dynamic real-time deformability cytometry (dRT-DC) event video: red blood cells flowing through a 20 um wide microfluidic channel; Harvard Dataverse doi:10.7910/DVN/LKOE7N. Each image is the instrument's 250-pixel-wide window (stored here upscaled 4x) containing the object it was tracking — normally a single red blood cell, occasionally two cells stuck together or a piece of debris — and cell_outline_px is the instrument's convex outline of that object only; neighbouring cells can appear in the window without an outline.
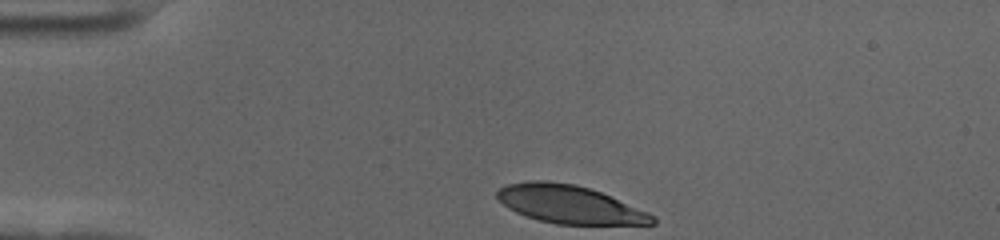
{"species": "human", "species_latin": "Homo sapiens", "temperature_condition": "cold", "stored_images_in_passage": 36, "camera_frame_rate_fps": 3000, "um_per_image_px": 0.085, "donor": {"sex": "female"}, "frame": {"image": 1, "passage_image": 1, "time_ms": 0.0, "image_size_px": [1000, 240], "cell_outline_px": [[656, 224], [556, 224], [540, 220], [516, 212], [508, 208], [496, 196], [496, 192], [500, 188], [508, 184], [528, 180], [544, 180], [576, 184], [600, 192], [648, 212], [656, 216]], "centroid_in_image_um": [48.41, 17.36], "position_along_channel_um": 36.6, "area_um2": 34.16}}
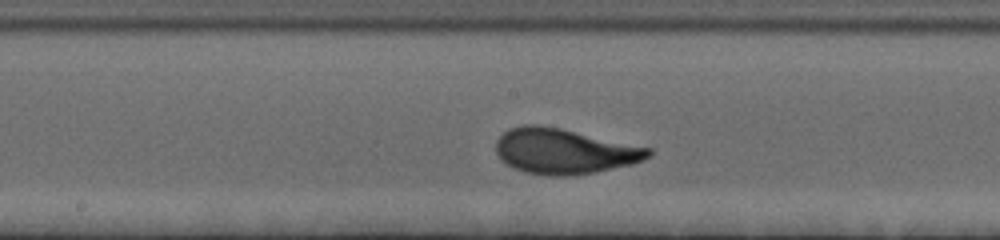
{"frame": {"image": 2, "passage_image": 19, "time_ms": 6.0, "image_size_px": [1000, 240], "cell_outline_px": [[652, 152], [644, 160], [632, 164], [596, 172], [568, 176], [548, 176], [524, 172], [512, 168], [500, 160], [496, 152], [496, 140], [508, 128], [524, 124], [536, 124], [560, 128], [652, 148]], "centroid_in_image_um": [47.92, 12.86], "position_along_channel_um": 200.3, "area_um2": 40.52}}
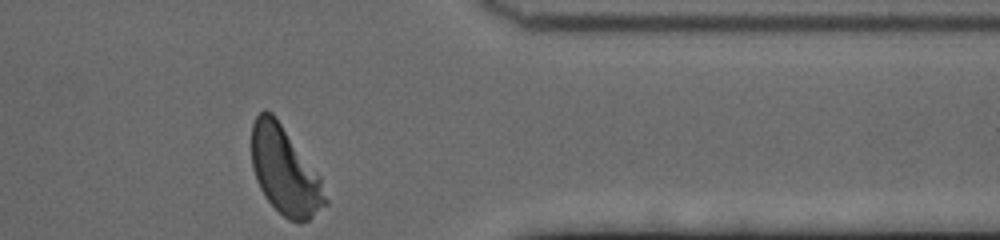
{"frame": {"image": 3, "passage_image": 36, "time_ms": 11.667, "image_size_px": [1000, 240], "cell_outline_px": [[328, 204], [308, 220], [300, 224], [288, 220], [264, 196], [256, 180], [252, 168], [252, 124], [256, 116], [264, 108], [272, 112], [276, 116], [320, 176], [328, 200]], "centroid_in_image_um": [24.22, 14.52], "position_along_channel_um": 387.2, "area_um2": 37.8}, "authors_computed_cell_mechanics": {"area_um2": 38.0613, "velocity_mm_per_s": 3.506, "shape_relaxation_time_tau1_ms": 2.5338, "shape_relaxation_time_tau2_ms": null, "deformation_change_tau1": 0.1752, "deformation_change_tau2": null}}